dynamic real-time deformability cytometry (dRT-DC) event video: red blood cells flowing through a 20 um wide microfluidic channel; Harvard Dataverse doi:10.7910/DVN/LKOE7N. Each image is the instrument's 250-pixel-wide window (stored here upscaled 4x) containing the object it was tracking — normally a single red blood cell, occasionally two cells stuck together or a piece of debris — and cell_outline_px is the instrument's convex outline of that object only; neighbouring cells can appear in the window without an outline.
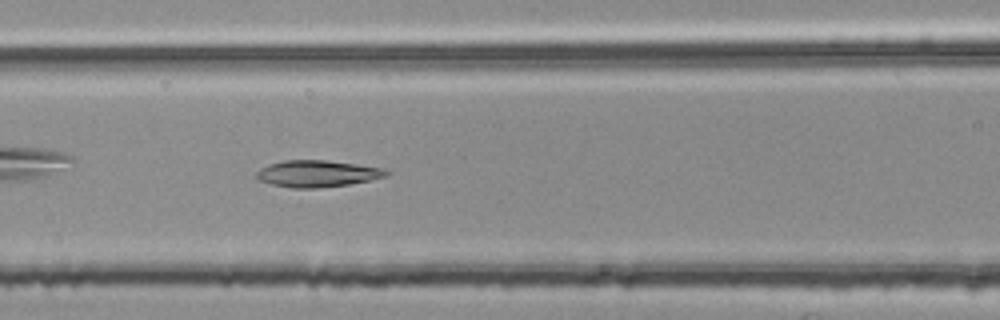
{"species": "common noctule bat (a hibernating species)", "species_latin": "Nyctalus noctula", "temperature_condition": "room temperature", "stored_images_in_passage": 43, "camera_frame_rate_fps": 3000, "um_per_image_px": 0.085, "animal": {"sex": "female", "body_mass_g": 25.1}, "frame": {"image": 1, "passage_image": 14, "time_ms": 4.333, "image_size_px": [1000, 320], "cell_outline_px": [[392, 172], [388, 176], [348, 184], [316, 188], [292, 188], [272, 184], [260, 180], [256, 176], [256, 172], [260, 168], [268, 164], [284, 160], [328, 160], [356, 164], [380, 168]], "centroid_in_image_um": [26.95, 14.75], "position_along_channel_um": 139.6, "area_um2": 20.06}}
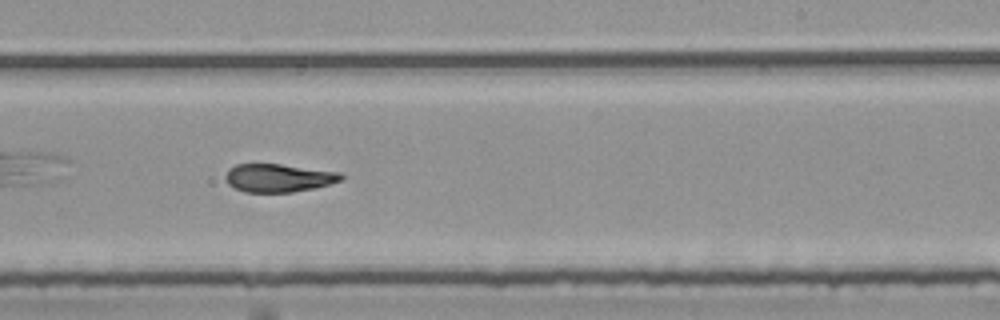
{"frame": {"image": 2, "passage_image": 24, "time_ms": 7.667, "image_size_px": [1000, 320], "cell_outline_px": [[344, 180], [312, 188], [292, 192], [244, 192], [228, 184], [224, 176], [228, 168], [236, 164], [280, 164], [340, 172], [344, 176]], "centroid_in_image_um": [23.65, 15.11], "position_along_channel_um": 265.3, "area_um2": 18.96}}
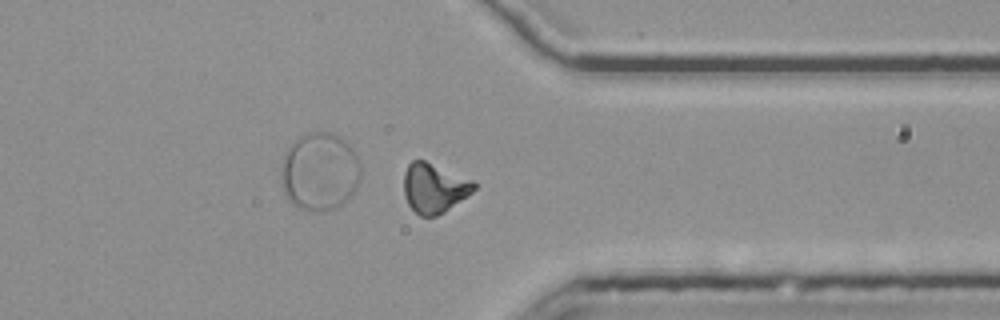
{"frame": {"image": 3, "passage_image": 33, "time_ms": 10.667, "image_size_px": [1000, 320], "cell_outline_px": [[476, 188], [472, 192], [444, 212], [436, 216], [420, 216], [408, 204], [404, 196], [404, 172], [408, 164], [412, 160], [424, 160], [472, 180], [476, 184]], "centroid_in_image_um": [36.88, 15.98], "position_along_channel_um": 374.5, "area_um2": 20.06}, "authors_computed_cell_mechanics": {"area_um2": 19.9988, "velocity_mm_per_s": 3.7902, "shape_relaxation_time_tau1_ms": 9.5028, "shape_relaxation_time_tau2_ms": 2.9327, "deformation_change_tau1": 0.2533, "deformation_change_tau2": 0.1089}}